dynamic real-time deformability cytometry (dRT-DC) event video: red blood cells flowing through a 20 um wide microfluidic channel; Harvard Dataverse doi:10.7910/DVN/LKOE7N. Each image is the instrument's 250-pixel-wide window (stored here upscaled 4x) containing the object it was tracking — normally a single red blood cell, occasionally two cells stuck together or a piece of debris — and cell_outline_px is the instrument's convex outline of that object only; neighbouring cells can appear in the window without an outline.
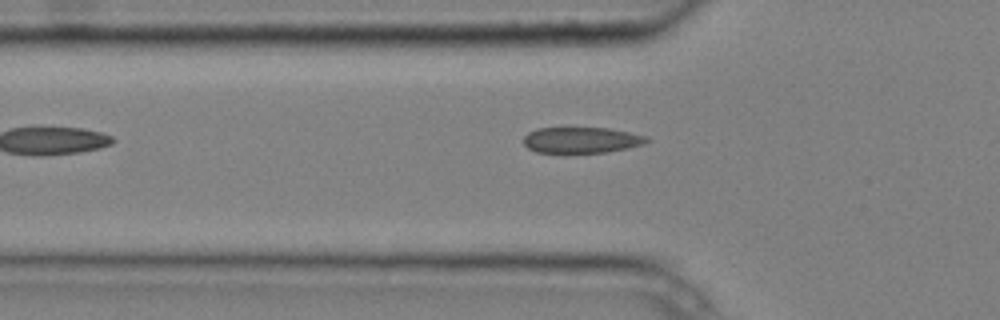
{"species": "common noctule bat (a hibernating species)", "species_latin": "Nyctalus noctula", "temperature_condition": "cold", "stored_images_in_passage": 7, "camera_frame_rate_fps": 3000, "um_per_image_px": 0.085, "animal": {"sex": "male", "body_mass_g": 20.4}, "frame": {"image": 1, "passage_image": 6, "time_ms": 1.667, "image_size_px": [1000, 320], "cell_outline_px": [[652, 140], [644, 144], [628, 148], [608, 152], [564, 156], [536, 152], [528, 148], [524, 144], [524, 136], [528, 132], [536, 128], [568, 124], [608, 128], [648, 136]], "centroid_in_image_um": [49.35, 11.9], "position_along_channel_um": 76.4, "area_um2": 20.69}}
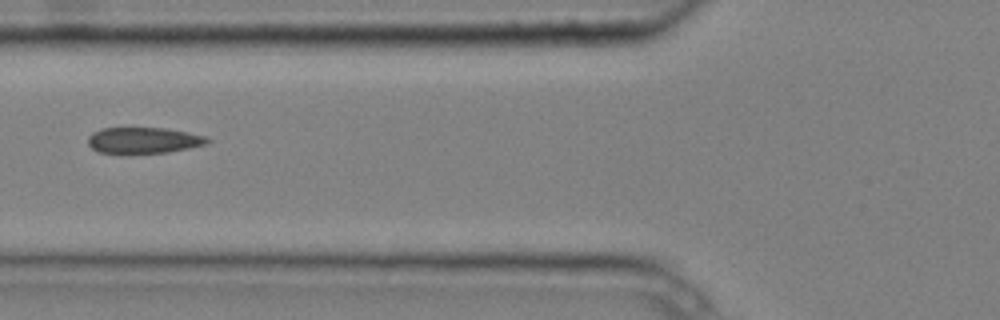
{"frame": {"image": 2, "passage_image": 7, "time_ms": 2.0, "image_size_px": [1000, 320], "cell_outline_px": [[212, 140], [208, 144], [168, 152], [128, 156], [120, 156], [100, 152], [92, 148], [88, 144], [88, 136], [92, 132], [104, 128], [164, 128], [188, 132], [208, 136]], "centroid_in_image_um": [12.19, 11.97], "position_along_channel_um": 113.6, "area_um2": 19.02}}